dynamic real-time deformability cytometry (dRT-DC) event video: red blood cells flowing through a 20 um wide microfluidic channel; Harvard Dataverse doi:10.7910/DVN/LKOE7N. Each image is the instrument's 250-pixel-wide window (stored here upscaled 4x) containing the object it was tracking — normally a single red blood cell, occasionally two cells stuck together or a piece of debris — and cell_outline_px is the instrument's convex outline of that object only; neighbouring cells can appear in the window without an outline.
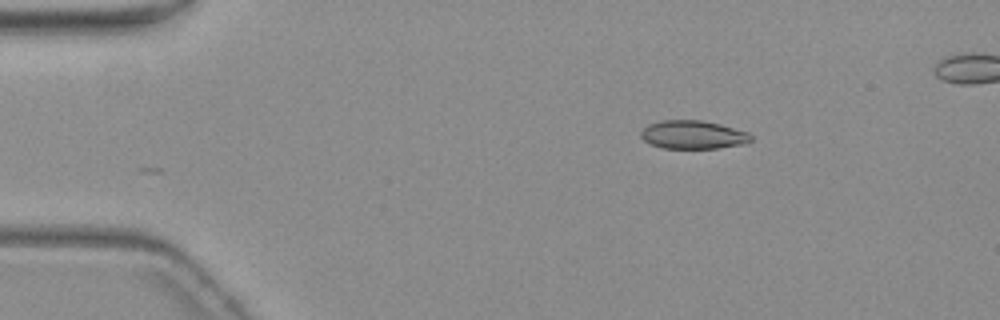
{"species": "common noctule bat (a hibernating species)", "species_latin": "Nyctalus noctula", "temperature_condition": "warm", "stored_images_in_passage": 4, "camera_frame_rate_fps": 3000, "um_per_image_px": 0.085, "animal": {"sex": "female", "body_mass_g": 19.3, "forearm_length_mm": 54.1}, "frame": {"image": 1, "passage_image": 1, "time_ms": 0.0, "image_size_px": [1000, 320], "cell_outline_px": [[752, 140], [744, 144], [716, 148], [664, 148], [652, 144], [644, 140], [640, 136], [640, 132], [648, 124], [660, 120], [700, 120], [720, 124], [748, 132], [752, 136]], "centroid_in_image_um": [58.9, 11.44], "position_along_channel_um": 26.1, "area_um2": 18.15}}